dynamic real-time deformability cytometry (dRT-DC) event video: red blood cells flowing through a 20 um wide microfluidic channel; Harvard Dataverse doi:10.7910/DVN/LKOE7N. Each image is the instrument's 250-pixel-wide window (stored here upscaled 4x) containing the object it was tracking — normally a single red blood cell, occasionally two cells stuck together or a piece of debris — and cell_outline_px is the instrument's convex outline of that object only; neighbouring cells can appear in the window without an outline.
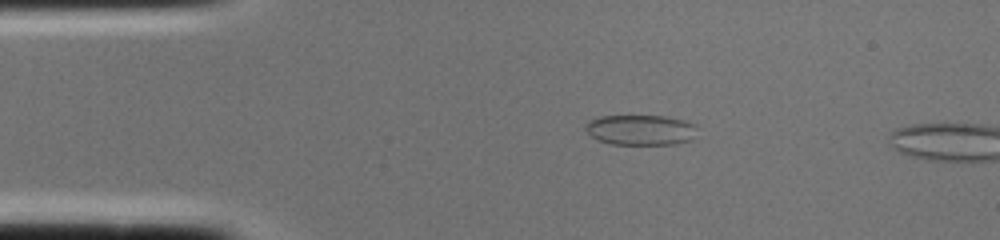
{"species": "common noctule bat (a hibernating species)", "species_latin": "Nyctalus noctula", "temperature_condition": "cold", "stored_images_in_passage": 2, "camera_frame_rate_fps": 3000, "um_per_image_px": 0.085, "animal": {"sex": "female", "body_mass_g": 22.0, "forearm_length_mm": 56.7}, "frame": {"image": 1, "passage_image": 1, "time_ms": 0.0, "image_size_px": [1000, 240], "cell_outline_px": [[696, 128], [692, 140], [676, 144], [612, 144], [596, 140], [584, 128], [592, 120], [600, 116], [664, 116], [684, 120], [696, 124]], "centroid_in_image_um": [54.48, 11.05], "position_along_channel_um": 30.5, "area_um2": 19.65}}